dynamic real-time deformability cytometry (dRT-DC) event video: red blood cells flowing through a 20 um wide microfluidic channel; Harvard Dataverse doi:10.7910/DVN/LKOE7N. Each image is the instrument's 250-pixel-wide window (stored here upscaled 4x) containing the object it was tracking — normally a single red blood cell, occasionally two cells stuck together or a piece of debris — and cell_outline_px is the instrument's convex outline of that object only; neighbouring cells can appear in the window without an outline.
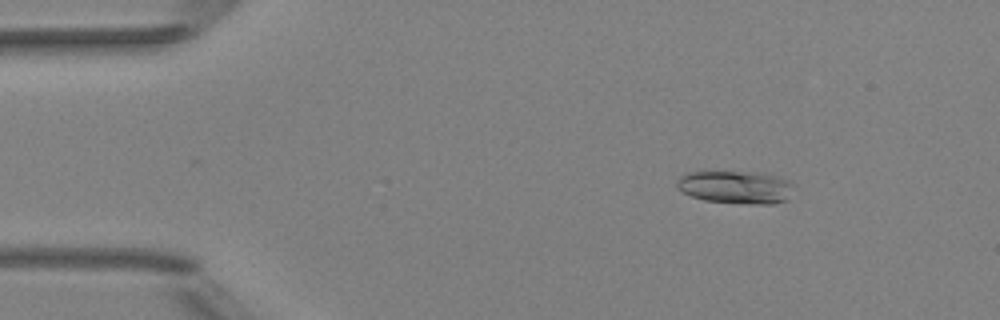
{"species": "Egyptian fruit bat (a non-hibernating species)", "species_latin": "Rousettus aegyptiacus", "temperature_condition": "room temperature", "stored_images_in_passage": 5, "camera_frame_rate_fps": 3000, "um_per_image_px": 0.085, "animal": {"sex": "female"}, "frame": {"image": 1, "passage_image": 2, "time_ms": 0.333, "image_size_px": [1000, 320], "cell_outline_px": [[792, 184], [788, 200], [776, 204], [748, 204], [704, 200], [692, 196], [684, 192], [676, 184], [680, 176], [688, 172], [704, 168], [756, 172], [776, 176], [788, 180]], "centroid_in_image_um": [62.49, 15.86], "position_along_channel_um": 22.5, "area_um2": 23.18}}